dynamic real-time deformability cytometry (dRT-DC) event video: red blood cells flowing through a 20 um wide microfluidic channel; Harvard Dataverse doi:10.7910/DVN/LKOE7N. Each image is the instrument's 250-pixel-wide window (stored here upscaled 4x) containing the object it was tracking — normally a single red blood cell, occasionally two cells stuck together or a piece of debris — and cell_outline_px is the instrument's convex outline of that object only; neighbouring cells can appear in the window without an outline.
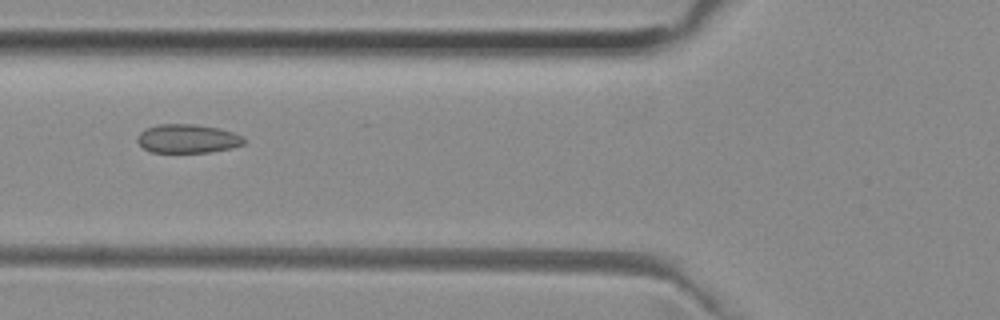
{"species": "common noctule bat (a hibernating species)", "species_latin": "Nyctalus noctula", "temperature_condition": "room temperature", "stored_images_in_passage": 6, "camera_frame_rate_fps": 3000, "um_per_image_px": 0.085, "animal": {"sex": "female", "body_mass_g": 29.2, "forearm_length_mm": 56.3}, "frame": {"image": 1, "passage_image": 6, "time_ms": 1.667, "image_size_px": [1000, 320], "cell_outline_px": [[244, 144], [232, 148], [212, 152], [148, 152], [136, 140], [136, 136], [144, 128], [160, 124], [196, 124], [220, 128], [244, 136]], "centroid_in_image_um": [15.94, 11.78], "position_along_channel_um": 109.9, "area_um2": 18.09}}